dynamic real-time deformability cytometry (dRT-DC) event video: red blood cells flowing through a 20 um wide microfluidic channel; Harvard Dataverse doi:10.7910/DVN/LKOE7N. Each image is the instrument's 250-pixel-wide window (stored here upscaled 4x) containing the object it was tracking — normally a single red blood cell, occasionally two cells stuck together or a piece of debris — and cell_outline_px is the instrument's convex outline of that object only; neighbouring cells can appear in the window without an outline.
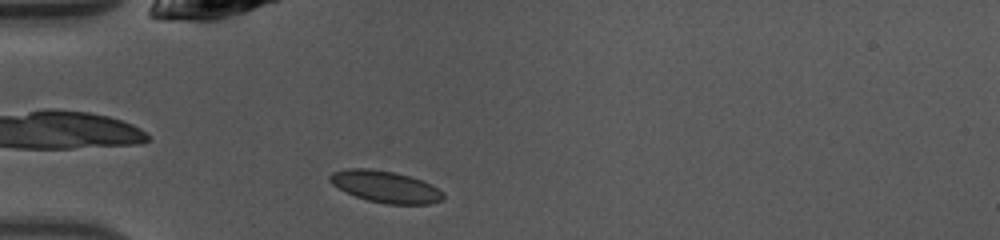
{"species": "common noctule bat (a hibernating species)", "species_latin": "Nyctalus noctula", "temperature_condition": "warm", "stored_images_in_passage": 31, "camera_frame_rate_fps": 3000, "um_per_image_px": 0.085, "animal": {"sex": "female", "body_mass_g": 10.0, "forearm_length_mm": 53.1}, "frame": {"image": 1, "passage_image": 3, "time_ms": 0.667, "image_size_px": [1000, 240], "cell_outline_px": [[444, 196], [440, 200], [432, 204], [384, 204], [368, 200], [356, 196], [332, 184], [328, 180], [328, 176], [332, 172], [348, 168], [368, 168], [392, 172], [408, 176], [432, 184], [444, 192]], "centroid_in_image_um": [32.76, 15.87], "position_along_channel_um": 52.2, "area_um2": 20.81}}
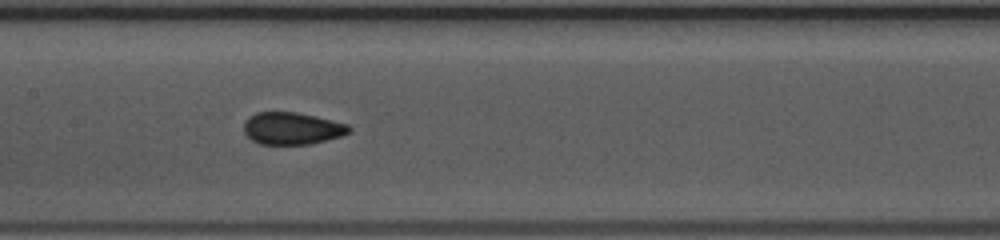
{"frame": {"image": 2, "passage_image": 13, "time_ms": 4.0, "image_size_px": [1000, 240], "cell_outline_px": [[352, 132], [344, 136], [312, 144], [260, 144], [252, 140], [244, 132], [244, 124], [248, 116], [256, 112], [296, 112], [332, 120], [348, 124], [352, 128]], "centroid_in_image_um": [24.87, 10.92], "position_along_channel_um": 182.5, "area_um2": 19.94}}
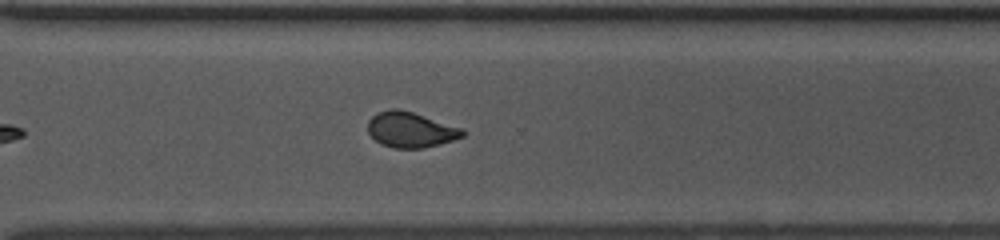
{"frame": {"image": 3, "passage_image": 24, "time_ms": 7.667, "image_size_px": [1000, 240], "cell_outline_px": [[464, 136], [440, 144], [424, 148], [396, 148], [380, 144], [368, 132], [368, 120], [376, 112], [392, 108], [396, 108], [412, 112], [464, 128]], "centroid_in_image_um": [34.9, 11.02], "position_along_channel_um": 335.7, "area_um2": 19.59}, "authors_computed_cell_mechanics": {"area_um2": 19.9988, "velocity_mm_per_s": 4.194, "shape_relaxation_time_tau1_ms": 6.6762, "shape_relaxation_time_tau2_ms": 0.6597, "deformation_change_tau1": 0.1245, "deformation_change_tau2": 0.0441}}